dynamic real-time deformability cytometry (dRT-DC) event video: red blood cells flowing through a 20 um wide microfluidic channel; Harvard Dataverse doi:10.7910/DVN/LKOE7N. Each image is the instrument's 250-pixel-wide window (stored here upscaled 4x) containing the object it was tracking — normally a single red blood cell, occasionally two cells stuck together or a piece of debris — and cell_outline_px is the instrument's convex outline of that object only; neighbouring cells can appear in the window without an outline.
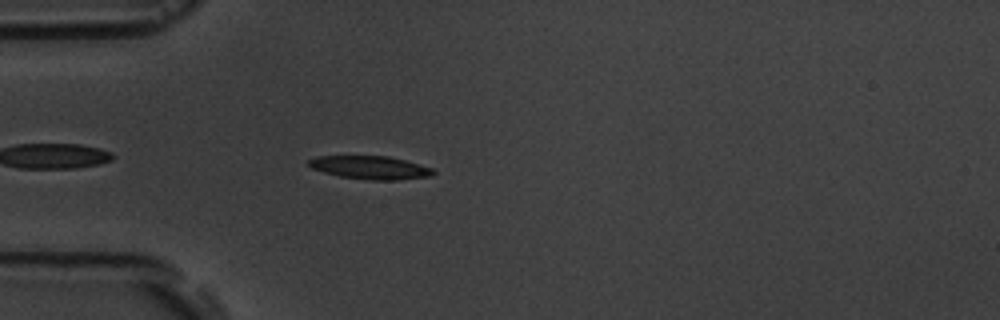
{"species": "common noctule bat (a hibernating species)", "species_latin": "Nyctalus noctula", "temperature_condition": "room temperature", "stored_images_in_passage": 5, "segment_of_instrument_passage": [2, 2], "camera_frame_rate_fps": 3000, "um_per_image_px": 0.085, "animal": {"sex": "male", "body_mass_g": 19.5, "forearm_length_mm": 54.6}, "frame": {"image": 1, "passage_image": 5, "time_ms": 4.667, "image_size_px": [1000, 320], "cell_outline_px": [[436, 172], [432, 176], [396, 180], [372, 180], [340, 176], [324, 172], [312, 168], [308, 164], [308, 160], [316, 156], [388, 156], [420, 164], [432, 168]], "centroid_in_image_um": [31.49, 14.24], "position_along_channel_um": 53.5, "area_um2": 16.76}}